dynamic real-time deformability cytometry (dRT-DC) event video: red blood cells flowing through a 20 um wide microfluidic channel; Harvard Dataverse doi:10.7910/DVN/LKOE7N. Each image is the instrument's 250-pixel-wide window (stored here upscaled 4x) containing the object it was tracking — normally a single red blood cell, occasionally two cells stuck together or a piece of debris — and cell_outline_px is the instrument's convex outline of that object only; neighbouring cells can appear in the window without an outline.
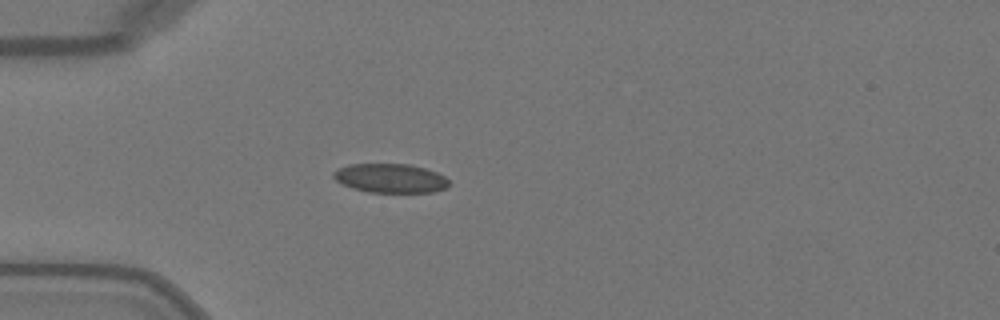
{"species": "Egyptian fruit bat (a non-hibernating species)", "species_latin": "Rousettus aegyptiacus", "temperature_condition": "warm", "stored_images_in_passage": 5, "camera_frame_rate_fps": 3000, "um_per_image_px": 0.085, "animal": {"sex": "female"}, "frame": {"image": 1, "passage_image": 1, "time_ms": 0.0, "image_size_px": [1000, 320], "cell_outline_px": [[448, 184], [444, 188], [432, 192], [368, 192], [352, 188], [340, 184], [332, 176], [332, 172], [336, 168], [348, 164], [408, 164], [424, 168], [436, 172], [444, 176], [448, 180]], "centroid_in_image_um": [33.1, 15.14], "position_along_channel_um": 51.9, "area_um2": 19.59}}